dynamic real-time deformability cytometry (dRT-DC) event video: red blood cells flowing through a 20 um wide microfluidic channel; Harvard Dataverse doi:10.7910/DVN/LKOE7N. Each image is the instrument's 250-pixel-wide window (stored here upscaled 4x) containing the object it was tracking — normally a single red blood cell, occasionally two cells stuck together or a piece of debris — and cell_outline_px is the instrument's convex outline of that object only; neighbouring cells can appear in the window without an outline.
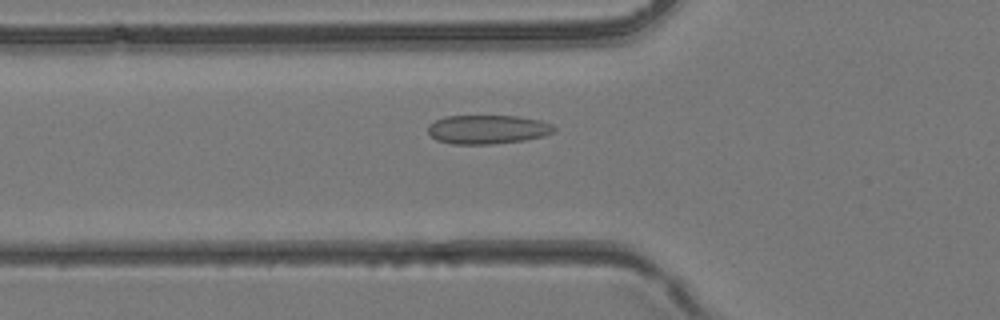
{"species": "common noctule bat (a hibernating species)", "species_latin": "Nyctalus noctula", "temperature_condition": "room temperature", "stored_images_in_passage": 27, "camera_frame_rate_fps": 3000, "um_per_image_px": 0.085, "animal": {"sex": "female", "body_mass_g": 24.6, "forearm_length_mm": 56.2}, "frame": {"image": 1, "passage_image": 4, "time_ms": 1.0, "image_size_px": [1000, 320], "cell_outline_px": [[556, 132], [544, 136], [524, 140], [492, 144], [452, 144], [436, 140], [428, 132], [428, 124], [444, 116], [516, 116], [540, 120], [552, 124], [556, 128]], "centroid_in_image_um": [41.46, 11.0], "position_along_channel_um": 84.3, "area_um2": 21.39}}
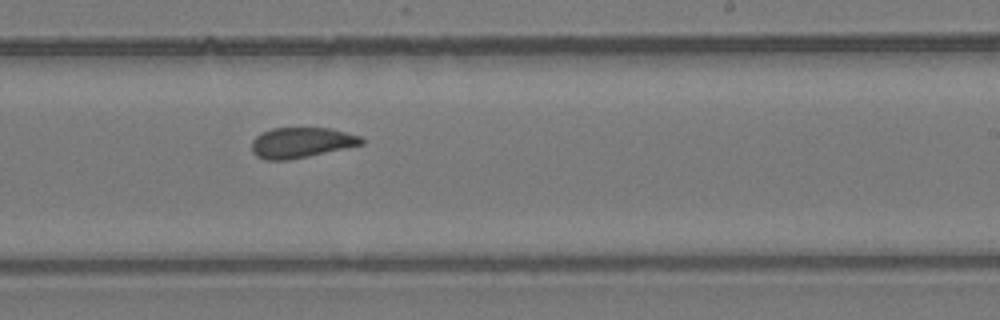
{"frame": {"image": 2, "passage_image": 15, "time_ms": 4.667, "image_size_px": [1000, 320], "cell_outline_px": [[364, 144], [308, 156], [288, 160], [264, 160], [256, 156], [252, 152], [252, 140], [256, 136], [272, 128], [328, 128], [360, 136], [364, 140]], "centroid_in_image_um": [25.58, 12.13], "position_along_channel_um": 263.4, "area_um2": 19.31}}
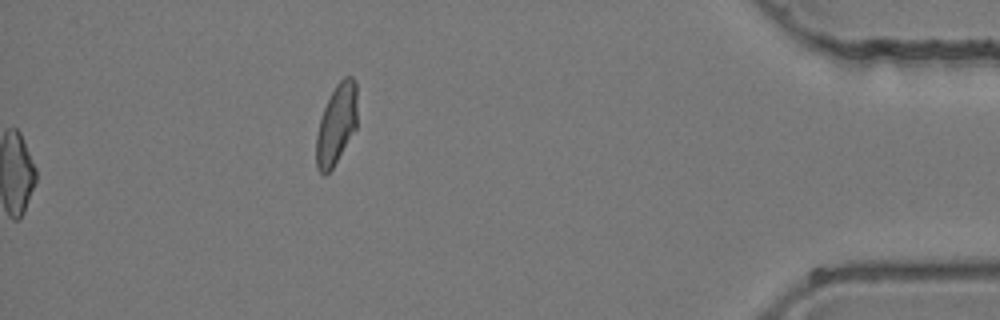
{"frame": {"image": 3, "passage_image": 27, "time_ms": 8.667, "image_size_px": [1000, 320], "cell_outline_px": [[356, 128], [332, 168], [324, 176], [316, 168], [316, 136], [320, 116], [336, 84], [344, 76], [352, 76], [356, 80]], "centroid_in_image_um": [28.58, 10.55], "position_along_channel_um": 406.6, "area_um2": 19.07}}